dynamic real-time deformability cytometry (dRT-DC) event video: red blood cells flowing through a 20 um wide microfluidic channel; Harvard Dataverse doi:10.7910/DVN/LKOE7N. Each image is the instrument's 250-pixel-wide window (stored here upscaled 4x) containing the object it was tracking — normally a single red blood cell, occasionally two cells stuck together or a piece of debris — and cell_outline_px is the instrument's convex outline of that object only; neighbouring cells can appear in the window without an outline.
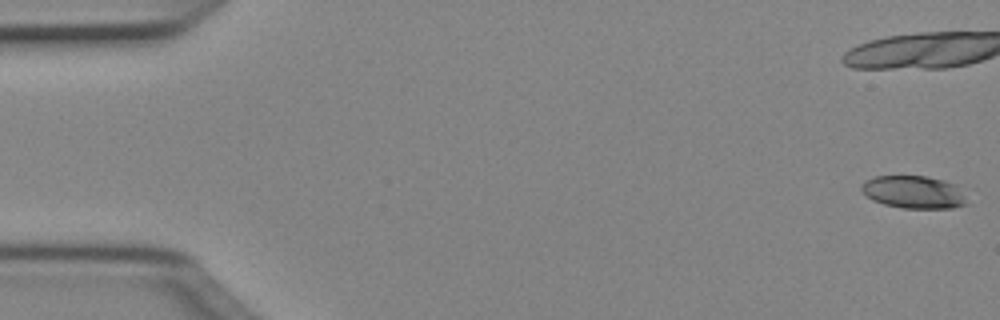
{"species": "Egyptian fruit bat (a non-hibernating species)", "species_latin": "Rousettus aegyptiacus", "temperature_condition": "cold", "stored_images_in_passage": 18, "camera_frame_rate_fps": 3000, "um_per_image_px": 0.085, "animal": {"sex": "female"}, "frame": {"image": 1, "passage_image": 1, "time_ms": 0.0, "image_size_px": [1000, 320], "cell_outline_px": [[968, 204], [952, 208], [900, 208], [884, 204], [872, 200], [860, 188], [860, 184], [864, 180], [876, 176], [928, 176], [944, 180], [956, 184], [964, 196]], "centroid_in_image_um": [77.65, 16.32], "position_along_channel_um": 7.3, "area_um2": 20.17}}